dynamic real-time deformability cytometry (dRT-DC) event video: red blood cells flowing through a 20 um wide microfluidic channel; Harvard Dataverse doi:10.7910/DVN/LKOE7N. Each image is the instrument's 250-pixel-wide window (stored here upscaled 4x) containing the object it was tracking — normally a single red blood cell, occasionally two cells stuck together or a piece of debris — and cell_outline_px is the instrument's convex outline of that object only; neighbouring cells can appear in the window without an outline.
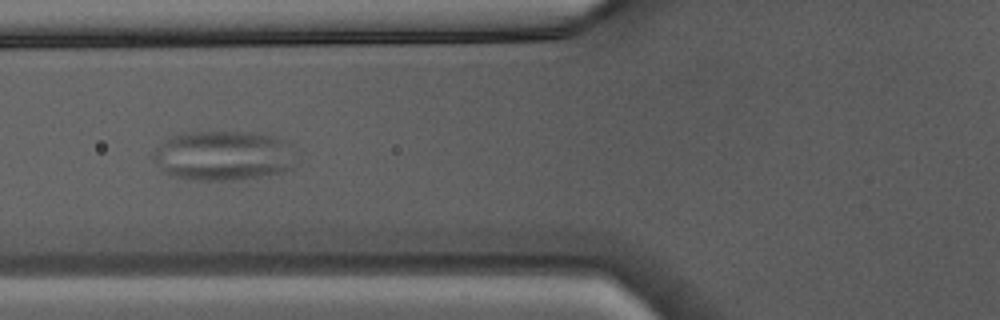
{"species": "Egyptian fruit bat (a non-hibernating species)", "species_latin": "Rousettus aegyptiacus", "temperature_condition": "warm", "stored_images_in_passage": 33, "camera_frame_rate_fps": 3000, "um_per_image_px": 0.085, "animal": {"sex": "male"}, "frame": {"image": 1, "passage_image": 6, "time_ms": 1.667, "image_size_px": [1000, 320], "cell_outline_px": [[292, 168], [280, 172], [260, 176], [232, 180], [196, 180], [172, 176], [160, 168], [152, 156], [156, 148], [164, 140], [180, 132], [240, 132], [268, 136], [284, 140]], "centroid_in_image_um": [18.83, 13.23], "position_along_channel_um": 107.0, "area_um2": 40.23}}
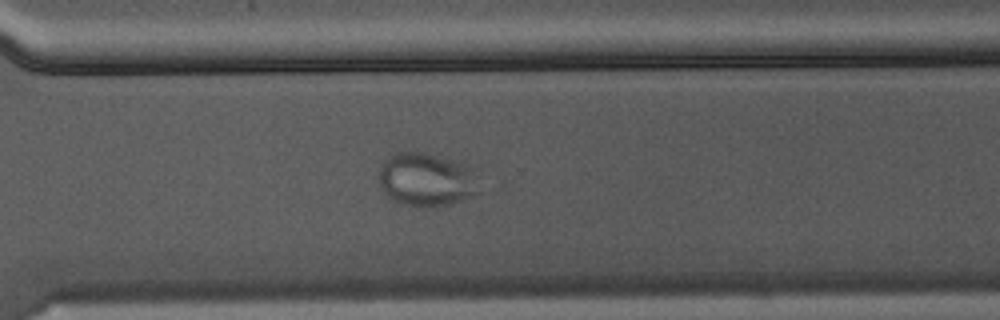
{"frame": {"image": 2, "passage_image": 21, "time_ms": 6.667, "image_size_px": [1000, 320], "cell_outline_px": [[476, 192], [452, 204], [432, 208], [416, 208], [400, 204], [392, 200], [384, 192], [380, 184], [380, 164], [388, 156], [396, 152], [428, 152], [468, 164], [476, 168]], "centroid_in_image_um": [36.23, 15.26], "position_along_channel_um": 334.4, "area_um2": 31.85}}
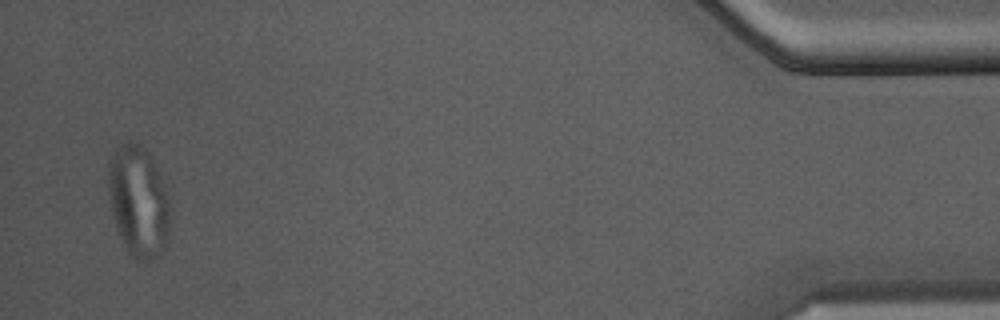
{"frame": {"image": 3, "passage_image": 32, "time_ms": 10.333, "image_size_px": [1000, 320], "cell_outline_px": [[168, 232], [164, 248], [152, 260], [136, 260], [128, 252], [120, 240], [112, 212], [108, 192], [108, 160], [128, 140], [140, 144], [152, 160], [168, 192]], "centroid_in_image_um": [11.74, 17.14], "position_along_channel_um": 423.5, "area_um2": 39.42}}